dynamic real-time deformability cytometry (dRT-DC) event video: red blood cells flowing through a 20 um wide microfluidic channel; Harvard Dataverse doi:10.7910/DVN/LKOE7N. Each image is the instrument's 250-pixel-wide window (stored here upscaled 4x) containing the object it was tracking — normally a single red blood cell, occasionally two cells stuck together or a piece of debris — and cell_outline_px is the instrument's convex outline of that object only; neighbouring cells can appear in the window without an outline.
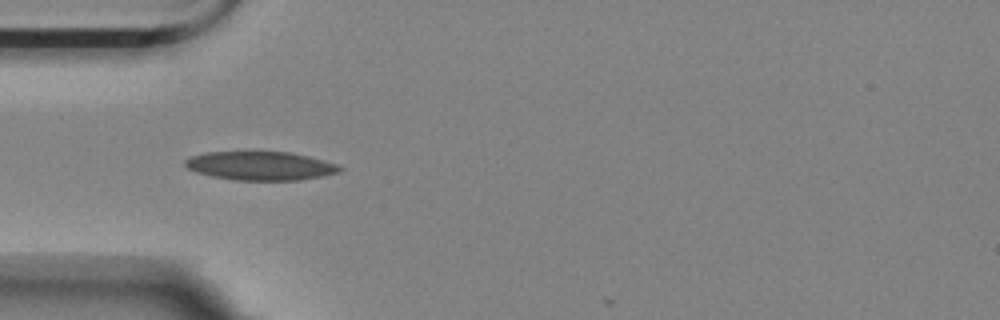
{"species": "Egyptian fruit bat (a non-hibernating species)", "species_latin": "Rousettus aegyptiacus", "temperature_condition": "room temperature", "stored_images_in_passage": 19, "camera_frame_rate_fps": 3000, "um_per_image_px": 0.085, "animal": {"sex": "female"}, "frame": {"image": 1, "passage_image": 16, "time_ms": 5.0, "image_size_px": [1000, 320], "cell_outline_px": [[344, 168], [340, 172], [324, 176], [300, 180], [232, 180], [212, 176], [196, 172], [188, 168], [184, 164], [184, 160], [192, 156], [208, 152], [288, 152], [308, 156], [324, 160], [336, 164]], "centroid_in_image_um": [22.16, 14.1], "position_along_channel_um": 62.8, "area_um2": 25.84}}